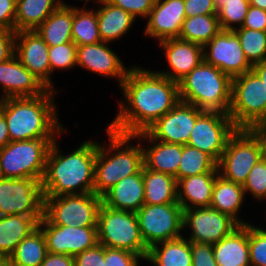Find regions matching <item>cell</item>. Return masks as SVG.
Returning <instances> with one entry per match:
<instances>
[{
  "instance_id": "680465c9",
  "label": "cell",
  "mask_w": 266,
  "mask_h": 266,
  "mask_svg": "<svg viewBox=\"0 0 266 266\" xmlns=\"http://www.w3.org/2000/svg\"><path fill=\"white\" fill-rule=\"evenodd\" d=\"M5 179V176L3 174V171L1 169V164H0V181L4 180Z\"/></svg>"
},
{
  "instance_id": "816d5d0a",
  "label": "cell",
  "mask_w": 266,
  "mask_h": 266,
  "mask_svg": "<svg viewBox=\"0 0 266 266\" xmlns=\"http://www.w3.org/2000/svg\"><path fill=\"white\" fill-rule=\"evenodd\" d=\"M40 266H74V257L65 254L47 253Z\"/></svg>"
},
{
  "instance_id": "cb8c5ba5",
  "label": "cell",
  "mask_w": 266,
  "mask_h": 266,
  "mask_svg": "<svg viewBox=\"0 0 266 266\" xmlns=\"http://www.w3.org/2000/svg\"><path fill=\"white\" fill-rule=\"evenodd\" d=\"M102 203L115 210L137 212L144 205L143 167L133 175L127 176L103 196Z\"/></svg>"
},
{
  "instance_id": "60d3db41",
  "label": "cell",
  "mask_w": 266,
  "mask_h": 266,
  "mask_svg": "<svg viewBox=\"0 0 266 266\" xmlns=\"http://www.w3.org/2000/svg\"><path fill=\"white\" fill-rule=\"evenodd\" d=\"M243 189L255 199H266V157L258 161L250 170V173L243 184Z\"/></svg>"
},
{
  "instance_id": "6f0895ef",
  "label": "cell",
  "mask_w": 266,
  "mask_h": 266,
  "mask_svg": "<svg viewBox=\"0 0 266 266\" xmlns=\"http://www.w3.org/2000/svg\"><path fill=\"white\" fill-rule=\"evenodd\" d=\"M0 266H13L9 258H0Z\"/></svg>"
},
{
  "instance_id": "603a6c76",
  "label": "cell",
  "mask_w": 266,
  "mask_h": 266,
  "mask_svg": "<svg viewBox=\"0 0 266 266\" xmlns=\"http://www.w3.org/2000/svg\"><path fill=\"white\" fill-rule=\"evenodd\" d=\"M137 139L147 141L149 146L143 147V163L144 166L157 172L172 175L176 178L182 156V145L175 143L161 142L153 139L146 131L134 134ZM144 140H143V139Z\"/></svg>"
},
{
  "instance_id": "9a60e30c",
  "label": "cell",
  "mask_w": 266,
  "mask_h": 266,
  "mask_svg": "<svg viewBox=\"0 0 266 266\" xmlns=\"http://www.w3.org/2000/svg\"><path fill=\"white\" fill-rule=\"evenodd\" d=\"M239 224L229 215L212 207L183 210V229L190 228V242L216 244Z\"/></svg>"
},
{
  "instance_id": "1f68e13d",
  "label": "cell",
  "mask_w": 266,
  "mask_h": 266,
  "mask_svg": "<svg viewBox=\"0 0 266 266\" xmlns=\"http://www.w3.org/2000/svg\"><path fill=\"white\" fill-rule=\"evenodd\" d=\"M62 3L63 0H16L14 31H34Z\"/></svg>"
},
{
  "instance_id": "7402d4cb",
  "label": "cell",
  "mask_w": 266,
  "mask_h": 266,
  "mask_svg": "<svg viewBox=\"0 0 266 266\" xmlns=\"http://www.w3.org/2000/svg\"><path fill=\"white\" fill-rule=\"evenodd\" d=\"M170 66L168 71H157L168 79L179 82L204 61L203 46L179 38L159 42Z\"/></svg>"
},
{
  "instance_id": "52a82bcc",
  "label": "cell",
  "mask_w": 266,
  "mask_h": 266,
  "mask_svg": "<svg viewBox=\"0 0 266 266\" xmlns=\"http://www.w3.org/2000/svg\"><path fill=\"white\" fill-rule=\"evenodd\" d=\"M228 115L237 129H251L266 120V86L253 70L232 79Z\"/></svg>"
},
{
  "instance_id": "bcb514c9",
  "label": "cell",
  "mask_w": 266,
  "mask_h": 266,
  "mask_svg": "<svg viewBox=\"0 0 266 266\" xmlns=\"http://www.w3.org/2000/svg\"><path fill=\"white\" fill-rule=\"evenodd\" d=\"M104 246L98 243L74 256V266H104Z\"/></svg>"
},
{
  "instance_id": "ac0fdd59",
  "label": "cell",
  "mask_w": 266,
  "mask_h": 266,
  "mask_svg": "<svg viewBox=\"0 0 266 266\" xmlns=\"http://www.w3.org/2000/svg\"><path fill=\"white\" fill-rule=\"evenodd\" d=\"M14 54L48 90L54 89L50 77L52 73L49 61V46L35 30L15 33Z\"/></svg>"
},
{
  "instance_id": "9c48e42d",
  "label": "cell",
  "mask_w": 266,
  "mask_h": 266,
  "mask_svg": "<svg viewBox=\"0 0 266 266\" xmlns=\"http://www.w3.org/2000/svg\"><path fill=\"white\" fill-rule=\"evenodd\" d=\"M264 157L261 141L251 129H237L217 163L219 175L243 186L252 167Z\"/></svg>"
},
{
  "instance_id": "277c9868",
  "label": "cell",
  "mask_w": 266,
  "mask_h": 266,
  "mask_svg": "<svg viewBox=\"0 0 266 266\" xmlns=\"http://www.w3.org/2000/svg\"><path fill=\"white\" fill-rule=\"evenodd\" d=\"M106 132L109 146L105 148V145L97 143L94 173V193L101 197L121 179L138 173L144 165L142 144L130 145V141L136 139L135 135L109 128Z\"/></svg>"
},
{
  "instance_id": "3957f363",
  "label": "cell",
  "mask_w": 266,
  "mask_h": 266,
  "mask_svg": "<svg viewBox=\"0 0 266 266\" xmlns=\"http://www.w3.org/2000/svg\"><path fill=\"white\" fill-rule=\"evenodd\" d=\"M56 93L54 89L35 97H9L0 102L10 141L57 139L65 131L56 113Z\"/></svg>"
},
{
  "instance_id": "d4e9b609",
  "label": "cell",
  "mask_w": 266,
  "mask_h": 266,
  "mask_svg": "<svg viewBox=\"0 0 266 266\" xmlns=\"http://www.w3.org/2000/svg\"><path fill=\"white\" fill-rule=\"evenodd\" d=\"M219 172L189 176L177 181V200L183 210L210 207L213 187Z\"/></svg>"
},
{
  "instance_id": "b9f144b4",
  "label": "cell",
  "mask_w": 266,
  "mask_h": 266,
  "mask_svg": "<svg viewBox=\"0 0 266 266\" xmlns=\"http://www.w3.org/2000/svg\"><path fill=\"white\" fill-rule=\"evenodd\" d=\"M249 261L251 266H266V229L249 224Z\"/></svg>"
},
{
  "instance_id": "ab89813d",
  "label": "cell",
  "mask_w": 266,
  "mask_h": 266,
  "mask_svg": "<svg viewBox=\"0 0 266 266\" xmlns=\"http://www.w3.org/2000/svg\"><path fill=\"white\" fill-rule=\"evenodd\" d=\"M77 45L72 42H67L57 46H49V61L51 73L56 69H71L77 66Z\"/></svg>"
},
{
  "instance_id": "83f0119b",
  "label": "cell",
  "mask_w": 266,
  "mask_h": 266,
  "mask_svg": "<svg viewBox=\"0 0 266 266\" xmlns=\"http://www.w3.org/2000/svg\"><path fill=\"white\" fill-rule=\"evenodd\" d=\"M40 220L16 214L0 216V258H9L17 245L38 228Z\"/></svg>"
},
{
  "instance_id": "8fae6325",
  "label": "cell",
  "mask_w": 266,
  "mask_h": 266,
  "mask_svg": "<svg viewBox=\"0 0 266 266\" xmlns=\"http://www.w3.org/2000/svg\"><path fill=\"white\" fill-rule=\"evenodd\" d=\"M136 215L148 249L157 243L183 236V208L179 203L144 204Z\"/></svg>"
},
{
  "instance_id": "d6a6232c",
  "label": "cell",
  "mask_w": 266,
  "mask_h": 266,
  "mask_svg": "<svg viewBox=\"0 0 266 266\" xmlns=\"http://www.w3.org/2000/svg\"><path fill=\"white\" fill-rule=\"evenodd\" d=\"M144 204L178 203L177 181L172 175L151 171L143 165Z\"/></svg>"
},
{
  "instance_id": "f907efd6",
  "label": "cell",
  "mask_w": 266,
  "mask_h": 266,
  "mask_svg": "<svg viewBox=\"0 0 266 266\" xmlns=\"http://www.w3.org/2000/svg\"><path fill=\"white\" fill-rule=\"evenodd\" d=\"M15 33V31L0 28V62H4L14 55Z\"/></svg>"
},
{
  "instance_id": "91938a15",
  "label": "cell",
  "mask_w": 266,
  "mask_h": 266,
  "mask_svg": "<svg viewBox=\"0 0 266 266\" xmlns=\"http://www.w3.org/2000/svg\"><path fill=\"white\" fill-rule=\"evenodd\" d=\"M80 1H81V0H80ZM82 1L90 2V1H92V0H82ZM94 1H97V2L99 3V2L102 1V0H94Z\"/></svg>"
},
{
  "instance_id": "d590c367",
  "label": "cell",
  "mask_w": 266,
  "mask_h": 266,
  "mask_svg": "<svg viewBox=\"0 0 266 266\" xmlns=\"http://www.w3.org/2000/svg\"><path fill=\"white\" fill-rule=\"evenodd\" d=\"M73 7L72 41L77 45L101 42L96 10Z\"/></svg>"
},
{
  "instance_id": "7c38bea8",
  "label": "cell",
  "mask_w": 266,
  "mask_h": 266,
  "mask_svg": "<svg viewBox=\"0 0 266 266\" xmlns=\"http://www.w3.org/2000/svg\"><path fill=\"white\" fill-rule=\"evenodd\" d=\"M43 208L41 181L31 178H5L0 181V216L16 214L42 219Z\"/></svg>"
},
{
  "instance_id": "836d02e7",
  "label": "cell",
  "mask_w": 266,
  "mask_h": 266,
  "mask_svg": "<svg viewBox=\"0 0 266 266\" xmlns=\"http://www.w3.org/2000/svg\"><path fill=\"white\" fill-rule=\"evenodd\" d=\"M48 253L45 236L38 227L9 256L13 266H40Z\"/></svg>"
},
{
  "instance_id": "ba28073f",
  "label": "cell",
  "mask_w": 266,
  "mask_h": 266,
  "mask_svg": "<svg viewBox=\"0 0 266 266\" xmlns=\"http://www.w3.org/2000/svg\"><path fill=\"white\" fill-rule=\"evenodd\" d=\"M56 139L10 141L0 149V164L5 178L42 180L46 158Z\"/></svg>"
},
{
  "instance_id": "11a10c76",
  "label": "cell",
  "mask_w": 266,
  "mask_h": 266,
  "mask_svg": "<svg viewBox=\"0 0 266 266\" xmlns=\"http://www.w3.org/2000/svg\"><path fill=\"white\" fill-rule=\"evenodd\" d=\"M252 70L261 78L266 86V58L252 65Z\"/></svg>"
},
{
  "instance_id": "d6986e66",
  "label": "cell",
  "mask_w": 266,
  "mask_h": 266,
  "mask_svg": "<svg viewBox=\"0 0 266 266\" xmlns=\"http://www.w3.org/2000/svg\"><path fill=\"white\" fill-rule=\"evenodd\" d=\"M147 18V36L158 42L179 38L186 18L184 0H156Z\"/></svg>"
},
{
  "instance_id": "c3c4849f",
  "label": "cell",
  "mask_w": 266,
  "mask_h": 266,
  "mask_svg": "<svg viewBox=\"0 0 266 266\" xmlns=\"http://www.w3.org/2000/svg\"><path fill=\"white\" fill-rule=\"evenodd\" d=\"M242 28L266 31V10L250 5Z\"/></svg>"
},
{
  "instance_id": "30bf717a",
  "label": "cell",
  "mask_w": 266,
  "mask_h": 266,
  "mask_svg": "<svg viewBox=\"0 0 266 266\" xmlns=\"http://www.w3.org/2000/svg\"><path fill=\"white\" fill-rule=\"evenodd\" d=\"M102 197L94 192L44 197L43 216L54 225L97 226Z\"/></svg>"
},
{
  "instance_id": "db71d44e",
  "label": "cell",
  "mask_w": 266,
  "mask_h": 266,
  "mask_svg": "<svg viewBox=\"0 0 266 266\" xmlns=\"http://www.w3.org/2000/svg\"><path fill=\"white\" fill-rule=\"evenodd\" d=\"M10 142L7 122L4 114L0 111V149Z\"/></svg>"
},
{
  "instance_id": "8d00e7d4",
  "label": "cell",
  "mask_w": 266,
  "mask_h": 266,
  "mask_svg": "<svg viewBox=\"0 0 266 266\" xmlns=\"http://www.w3.org/2000/svg\"><path fill=\"white\" fill-rule=\"evenodd\" d=\"M219 172L217 162L207 153L188 144L182 145V156L177 181L189 176Z\"/></svg>"
},
{
  "instance_id": "4dcf8cb0",
  "label": "cell",
  "mask_w": 266,
  "mask_h": 266,
  "mask_svg": "<svg viewBox=\"0 0 266 266\" xmlns=\"http://www.w3.org/2000/svg\"><path fill=\"white\" fill-rule=\"evenodd\" d=\"M245 196L242 185L228 181L221 175H218L213 187L210 207L229 215L239 225H246L248 223L237 216Z\"/></svg>"
},
{
  "instance_id": "9f6ffc18",
  "label": "cell",
  "mask_w": 266,
  "mask_h": 266,
  "mask_svg": "<svg viewBox=\"0 0 266 266\" xmlns=\"http://www.w3.org/2000/svg\"><path fill=\"white\" fill-rule=\"evenodd\" d=\"M250 5L266 10V0H249Z\"/></svg>"
},
{
  "instance_id": "f6af8a7d",
  "label": "cell",
  "mask_w": 266,
  "mask_h": 266,
  "mask_svg": "<svg viewBox=\"0 0 266 266\" xmlns=\"http://www.w3.org/2000/svg\"><path fill=\"white\" fill-rule=\"evenodd\" d=\"M191 253L192 266H218L212 244L191 242Z\"/></svg>"
},
{
  "instance_id": "e0dca14e",
  "label": "cell",
  "mask_w": 266,
  "mask_h": 266,
  "mask_svg": "<svg viewBox=\"0 0 266 266\" xmlns=\"http://www.w3.org/2000/svg\"><path fill=\"white\" fill-rule=\"evenodd\" d=\"M203 112L194 105L179 101L146 132L155 140L185 145L189 141L197 118Z\"/></svg>"
},
{
  "instance_id": "44dd1931",
  "label": "cell",
  "mask_w": 266,
  "mask_h": 266,
  "mask_svg": "<svg viewBox=\"0 0 266 266\" xmlns=\"http://www.w3.org/2000/svg\"><path fill=\"white\" fill-rule=\"evenodd\" d=\"M107 44L101 41L77 46V65L98 75L117 78L121 86L130 68H125L123 62Z\"/></svg>"
},
{
  "instance_id": "f35d334b",
  "label": "cell",
  "mask_w": 266,
  "mask_h": 266,
  "mask_svg": "<svg viewBox=\"0 0 266 266\" xmlns=\"http://www.w3.org/2000/svg\"><path fill=\"white\" fill-rule=\"evenodd\" d=\"M215 5L222 30H235L238 25L242 27L250 7L249 0L217 1Z\"/></svg>"
},
{
  "instance_id": "ee69618b",
  "label": "cell",
  "mask_w": 266,
  "mask_h": 266,
  "mask_svg": "<svg viewBox=\"0 0 266 266\" xmlns=\"http://www.w3.org/2000/svg\"><path fill=\"white\" fill-rule=\"evenodd\" d=\"M112 5L122 8L133 17H144L147 19L150 11L154 7L156 0H107Z\"/></svg>"
},
{
  "instance_id": "5b68a950",
  "label": "cell",
  "mask_w": 266,
  "mask_h": 266,
  "mask_svg": "<svg viewBox=\"0 0 266 266\" xmlns=\"http://www.w3.org/2000/svg\"><path fill=\"white\" fill-rule=\"evenodd\" d=\"M180 101L201 111L228 114L232 79L205 60L178 82Z\"/></svg>"
},
{
  "instance_id": "4316f807",
  "label": "cell",
  "mask_w": 266,
  "mask_h": 266,
  "mask_svg": "<svg viewBox=\"0 0 266 266\" xmlns=\"http://www.w3.org/2000/svg\"><path fill=\"white\" fill-rule=\"evenodd\" d=\"M98 4H101L99 9H96L100 38L102 42L110 44L111 41L122 38L132 27L136 18L107 0H102Z\"/></svg>"
},
{
  "instance_id": "484cf974",
  "label": "cell",
  "mask_w": 266,
  "mask_h": 266,
  "mask_svg": "<svg viewBox=\"0 0 266 266\" xmlns=\"http://www.w3.org/2000/svg\"><path fill=\"white\" fill-rule=\"evenodd\" d=\"M218 266H251L249 261V223L239 225L229 235L213 244Z\"/></svg>"
},
{
  "instance_id": "7dc6e473",
  "label": "cell",
  "mask_w": 266,
  "mask_h": 266,
  "mask_svg": "<svg viewBox=\"0 0 266 266\" xmlns=\"http://www.w3.org/2000/svg\"><path fill=\"white\" fill-rule=\"evenodd\" d=\"M186 17L217 14L214 0H184Z\"/></svg>"
},
{
  "instance_id": "f546056e",
  "label": "cell",
  "mask_w": 266,
  "mask_h": 266,
  "mask_svg": "<svg viewBox=\"0 0 266 266\" xmlns=\"http://www.w3.org/2000/svg\"><path fill=\"white\" fill-rule=\"evenodd\" d=\"M145 260L154 266H192L191 242L182 236L157 243L148 249Z\"/></svg>"
},
{
  "instance_id": "e575fe53",
  "label": "cell",
  "mask_w": 266,
  "mask_h": 266,
  "mask_svg": "<svg viewBox=\"0 0 266 266\" xmlns=\"http://www.w3.org/2000/svg\"><path fill=\"white\" fill-rule=\"evenodd\" d=\"M221 30L217 14L186 17L182 24L179 39L204 46Z\"/></svg>"
},
{
  "instance_id": "7a4b0ae2",
  "label": "cell",
  "mask_w": 266,
  "mask_h": 266,
  "mask_svg": "<svg viewBox=\"0 0 266 266\" xmlns=\"http://www.w3.org/2000/svg\"><path fill=\"white\" fill-rule=\"evenodd\" d=\"M55 140L49 149L43 178L44 197L94 192L97 141H85L68 155L59 151Z\"/></svg>"
},
{
  "instance_id": "5bb4252c",
  "label": "cell",
  "mask_w": 266,
  "mask_h": 266,
  "mask_svg": "<svg viewBox=\"0 0 266 266\" xmlns=\"http://www.w3.org/2000/svg\"><path fill=\"white\" fill-rule=\"evenodd\" d=\"M203 55L207 63L217 67L231 79L252 70L233 30H221L203 46Z\"/></svg>"
},
{
  "instance_id": "f1b7e54d",
  "label": "cell",
  "mask_w": 266,
  "mask_h": 266,
  "mask_svg": "<svg viewBox=\"0 0 266 266\" xmlns=\"http://www.w3.org/2000/svg\"><path fill=\"white\" fill-rule=\"evenodd\" d=\"M72 24L73 6L62 3L35 31L48 46H57L72 42Z\"/></svg>"
},
{
  "instance_id": "2e32d148",
  "label": "cell",
  "mask_w": 266,
  "mask_h": 266,
  "mask_svg": "<svg viewBox=\"0 0 266 266\" xmlns=\"http://www.w3.org/2000/svg\"><path fill=\"white\" fill-rule=\"evenodd\" d=\"M53 254L76 256L98 244L97 226H62L51 224L44 216L38 223Z\"/></svg>"
},
{
  "instance_id": "ffe728a7",
  "label": "cell",
  "mask_w": 266,
  "mask_h": 266,
  "mask_svg": "<svg viewBox=\"0 0 266 266\" xmlns=\"http://www.w3.org/2000/svg\"><path fill=\"white\" fill-rule=\"evenodd\" d=\"M0 85L3 90L0 101L9 97H35L48 91L15 54L8 60L0 62Z\"/></svg>"
},
{
  "instance_id": "8992f818",
  "label": "cell",
  "mask_w": 266,
  "mask_h": 266,
  "mask_svg": "<svg viewBox=\"0 0 266 266\" xmlns=\"http://www.w3.org/2000/svg\"><path fill=\"white\" fill-rule=\"evenodd\" d=\"M98 243L113 249L138 254L146 259V247L135 212L100 206L97 220Z\"/></svg>"
},
{
  "instance_id": "7bdbcfd3",
  "label": "cell",
  "mask_w": 266,
  "mask_h": 266,
  "mask_svg": "<svg viewBox=\"0 0 266 266\" xmlns=\"http://www.w3.org/2000/svg\"><path fill=\"white\" fill-rule=\"evenodd\" d=\"M104 266H139V259L144 258L138 254L120 250L107 248L104 246Z\"/></svg>"
},
{
  "instance_id": "681fc988",
  "label": "cell",
  "mask_w": 266,
  "mask_h": 266,
  "mask_svg": "<svg viewBox=\"0 0 266 266\" xmlns=\"http://www.w3.org/2000/svg\"><path fill=\"white\" fill-rule=\"evenodd\" d=\"M16 0H0V28L14 31Z\"/></svg>"
},
{
  "instance_id": "6da1fadb",
  "label": "cell",
  "mask_w": 266,
  "mask_h": 266,
  "mask_svg": "<svg viewBox=\"0 0 266 266\" xmlns=\"http://www.w3.org/2000/svg\"><path fill=\"white\" fill-rule=\"evenodd\" d=\"M120 88L128 104L120 102L107 128L122 134L146 131L180 101L177 82L142 67L132 66Z\"/></svg>"
},
{
  "instance_id": "f5cc1de1",
  "label": "cell",
  "mask_w": 266,
  "mask_h": 266,
  "mask_svg": "<svg viewBox=\"0 0 266 266\" xmlns=\"http://www.w3.org/2000/svg\"><path fill=\"white\" fill-rule=\"evenodd\" d=\"M251 130L261 141L263 155L266 157V120L256 123Z\"/></svg>"
},
{
  "instance_id": "74e56055",
  "label": "cell",
  "mask_w": 266,
  "mask_h": 266,
  "mask_svg": "<svg viewBox=\"0 0 266 266\" xmlns=\"http://www.w3.org/2000/svg\"><path fill=\"white\" fill-rule=\"evenodd\" d=\"M240 41L246 59L251 65L266 58V31L238 27L233 30Z\"/></svg>"
},
{
  "instance_id": "4fadbf2b",
  "label": "cell",
  "mask_w": 266,
  "mask_h": 266,
  "mask_svg": "<svg viewBox=\"0 0 266 266\" xmlns=\"http://www.w3.org/2000/svg\"><path fill=\"white\" fill-rule=\"evenodd\" d=\"M236 130L228 114L204 111L197 118L187 144L209 154L218 163Z\"/></svg>"
}]
</instances>
